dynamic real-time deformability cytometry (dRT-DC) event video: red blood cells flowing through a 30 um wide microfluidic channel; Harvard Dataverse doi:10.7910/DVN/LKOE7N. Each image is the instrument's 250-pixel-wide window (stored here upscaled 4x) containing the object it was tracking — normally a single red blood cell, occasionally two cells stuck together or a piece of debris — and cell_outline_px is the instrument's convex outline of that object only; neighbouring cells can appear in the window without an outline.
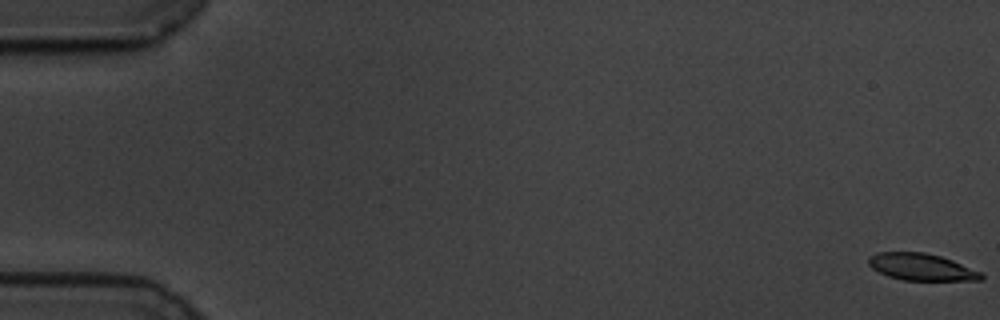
{"species": "common noctule bat (a hibernating species)", "species_latin": "Nyctalus noctula", "temperature_condition": "cold", "stored_images_in_passage": 60, "camera_frame_rate_fps": 3000, "um_per_image_px": 0.085, "animal": {"sex": "male", "body_mass_g": 19.5, "forearm_length_mm": 54.6}, "frame": {"image": 1, "passage_image": 1, "time_ms": 0.0, "image_size_px": [1000, 320], "cell_outline_px": [[984, 276], [980, 280], [904, 280], [888, 276], [872, 268], [868, 264], [868, 256], [876, 252], [924, 252], [940, 256], [952, 260], [984, 272]], "centroid_in_image_um": [78.33, 22.69], "position_along_channel_um": 6.7, "area_um2": 17.74}}
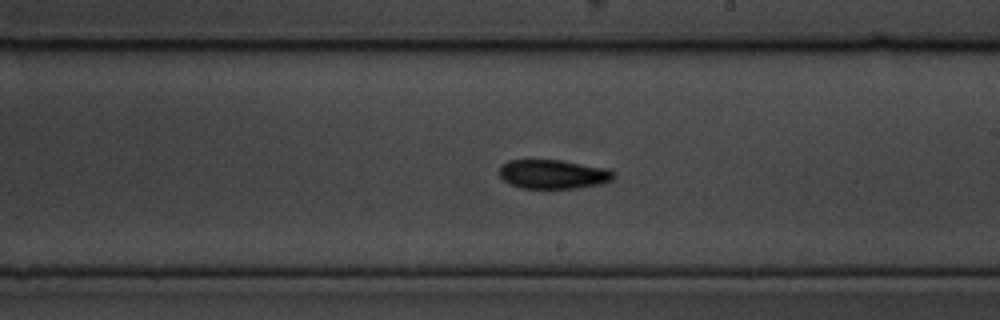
{"frame": {"image": 2, "passage_image": 35, "time_ms": 11.333, "image_size_px": [1000, 320], "cell_outline_px": [[616, 176], [612, 180], [604, 184], [580, 188], [520, 188], [508, 184], [500, 176], [500, 164], [508, 160], [564, 160], [608, 168]], "centroid_in_image_um": [47.04, 14.81], "position_along_channel_um": 242.0, "area_um2": 19.77}}
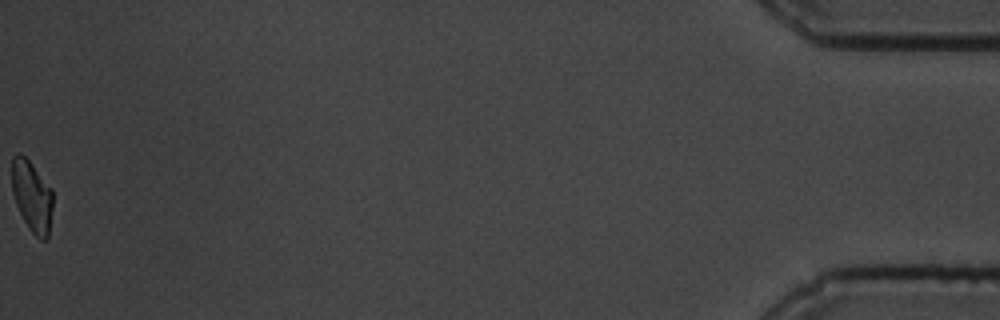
{"frame": {"image": 3, "passage_image": 60, "time_ms": 19.667, "image_size_px": [1000, 320], "cell_outline_px": [[52, 208], [48, 236], [44, 240], [40, 240], [28, 228], [16, 204], [12, 192], [12, 156], [16, 152], [20, 152], [32, 164], [52, 188]], "centroid_in_image_um": [2.71, 16.65], "position_along_channel_um": 432.5, "area_um2": 16.99}, "authors_computed_cell_mechanics": {"area_um2": 18.9873, "velocity_mm_per_s": 3.4407, "shape_relaxation_time_tau1_ms": 7.2221, "shape_relaxation_time_tau2_ms": 10.5651, "deformation_change_tau1": 0.1681, "deformation_change_tau2": 0.1763}}